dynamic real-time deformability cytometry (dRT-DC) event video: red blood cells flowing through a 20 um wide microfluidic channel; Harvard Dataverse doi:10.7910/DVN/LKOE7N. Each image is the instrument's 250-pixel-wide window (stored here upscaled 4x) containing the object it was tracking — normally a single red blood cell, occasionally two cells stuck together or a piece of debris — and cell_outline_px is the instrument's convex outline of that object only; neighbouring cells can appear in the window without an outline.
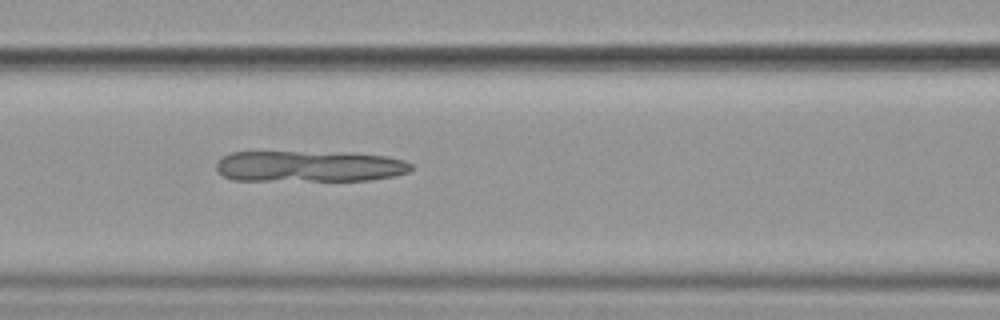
{"species": "common noctule bat (a hibernating species)", "species_latin": "Nyctalus noctula", "temperature_condition": "cold", "stored_images_in_passage": 7, "camera_frame_rate_fps": 3000, "um_per_image_px": 0.085, "animal": {"sex": "female", "body_mass_g": 19.9}, "frame": {"image": 1, "passage_image": 7, "time_ms": 7.0, "image_size_px": [1000, 320], "cell_outline_px": [[412, 168], [408, 172], [392, 176], [368, 180], [232, 180], [224, 176], [216, 168], [216, 160], [232, 152], [344, 152], [388, 156], [404, 160], [412, 164]], "centroid_in_image_um": [26.29, 14.12], "position_along_channel_um": 140.3, "area_um2": 35.37}}